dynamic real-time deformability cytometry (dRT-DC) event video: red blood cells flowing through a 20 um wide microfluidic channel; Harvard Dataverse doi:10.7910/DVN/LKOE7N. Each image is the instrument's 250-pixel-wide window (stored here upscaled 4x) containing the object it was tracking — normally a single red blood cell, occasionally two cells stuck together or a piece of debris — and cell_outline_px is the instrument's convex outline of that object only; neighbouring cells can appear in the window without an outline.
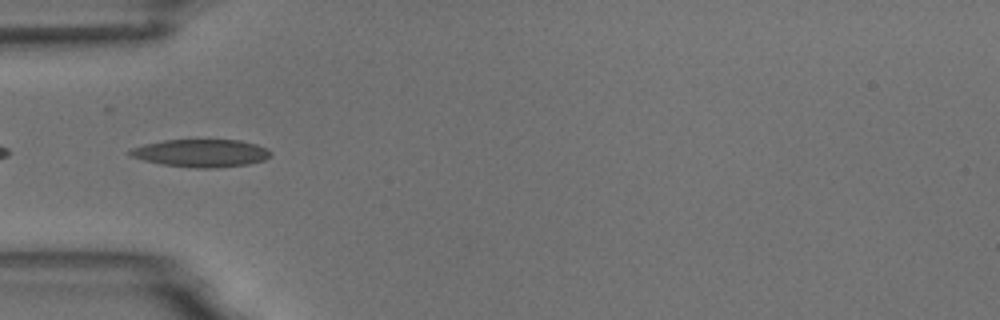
{"species": "common noctule bat (a hibernating species)", "species_latin": "Nyctalus noctula", "temperature_condition": "room temperature", "stored_images_in_passage": 8, "camera_frame_rate_fps": 3000, "um_per_image_px": 0.085, "animal": {"sex": "male", "body_mass_g": 18.8}, "frame": {"image": 1, "passage_image": 5, "time_ms": 4.667, "image_size_px": [1000, 320], "cell_outline_px": [[272, 152], [264, 160], [248, 164], [216, 168], [196, 168], [160, 164], [144, 160], [132, 156], [128, 152], [132, 148], [144, 144], [164, 140], [240, 140], [256, 144], [268, 148]], "centroid_in_image_um": [17.11, 13.01], "position_along_channel_um": 67.9, "area_um2": 22.66}}